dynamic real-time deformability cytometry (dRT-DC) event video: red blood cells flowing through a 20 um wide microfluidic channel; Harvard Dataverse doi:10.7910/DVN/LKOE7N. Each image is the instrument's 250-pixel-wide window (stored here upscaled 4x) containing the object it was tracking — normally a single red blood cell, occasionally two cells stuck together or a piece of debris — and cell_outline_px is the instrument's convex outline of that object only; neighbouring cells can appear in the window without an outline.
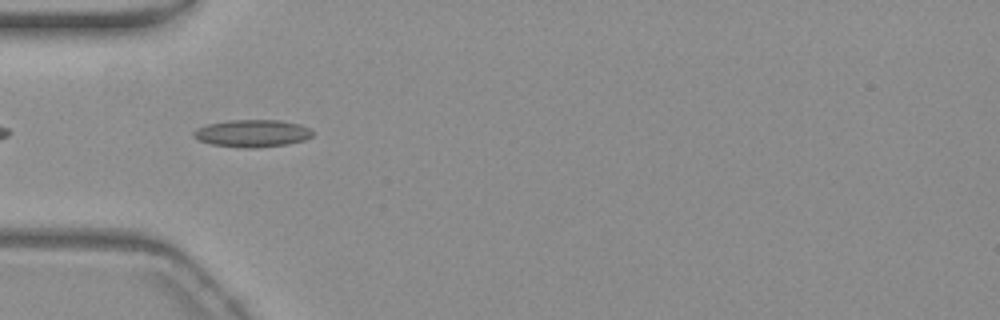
{"species": "common noctule bat (a hibernating species)", "species_latin": "Nyctalus noctula", "temperature_condition": "warm", "stored_images_in_passage": 28, "camera_frame_rate_fps": 3000, "um_per_image_px": 0.085, "animal": {"sex": "female", "body_mass_g": 19.3, "forearm_length_mm": 54.1}, "frame": {"image": 1, "passage_image": 3, "time_ms": 0.667, "image_size_px": [1000, 320], "cell_outline_px": [[312, 136], [304, 140], [288, 144], [256, 148], [244, 148], [212, 144], [200, 140], [192, 136], [192, 132], [196, 128], [204, 124], [228, 120], [280, 120], [300, 124], [312, 128]], "centroid_in_image_um": [21.44, 11.32], "position_along_channel_um": 63.6, "area_um2": 19.19}}
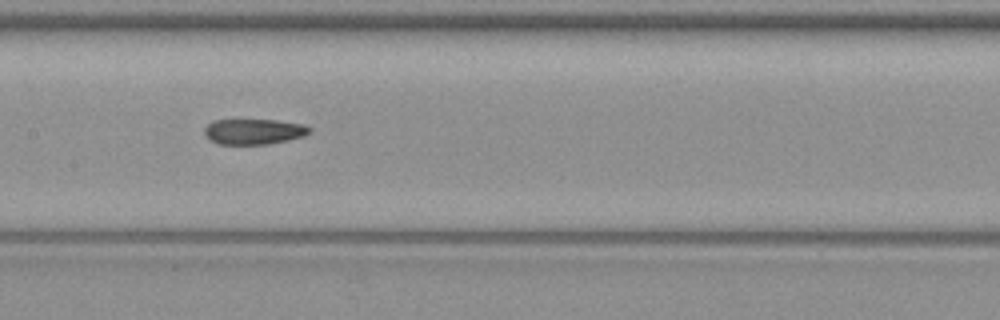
{"frame": {"image": 2, "passage_image": 13, "time_ms": 4.0, "image_size_px": [1000, 320], "cell_outline_px": [[312, 132], [304, 136], [288, 140], [268, 144], [220, 144], [208, 140], [204, 136], [204, 128], [212, 120], [276, 120], [304, 124], [312, 128]], "centroid_in_image_um": [21.57, 11.18], "position_along_channel_um": 185.8, "area_um2": 15.84}}
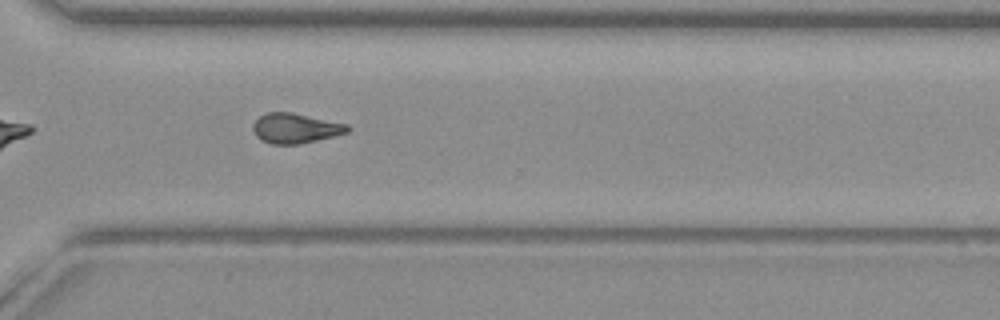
{"frame": {"image": 3, "passage_image": 26, "time_ms": 8.333, "image_size_px": [1000, 320], "cell_outline_px": [[352, 128], [348, 132], [300, 144], [272, 144], [260, 140], [256, 136], [252, 128], [252, 124], [260, 116], [268, 112], [292, 112], [348, 124]], "centroid_in_image_um": [25.1, 10.9], "position_along_channel_um": 345.5, "area_um2": 16.53}, "authors_computed_cell_mechanics": {"area_um2": 16.473, "velocity_mm_per_s": 3.6927, "shape_relaxation_time_tau1_ms": null, "shape_relaxation_time_tau2_ms": 4.4409, "deformation_change_tau1": null, "deformation_change_tau2": 0.1261}}